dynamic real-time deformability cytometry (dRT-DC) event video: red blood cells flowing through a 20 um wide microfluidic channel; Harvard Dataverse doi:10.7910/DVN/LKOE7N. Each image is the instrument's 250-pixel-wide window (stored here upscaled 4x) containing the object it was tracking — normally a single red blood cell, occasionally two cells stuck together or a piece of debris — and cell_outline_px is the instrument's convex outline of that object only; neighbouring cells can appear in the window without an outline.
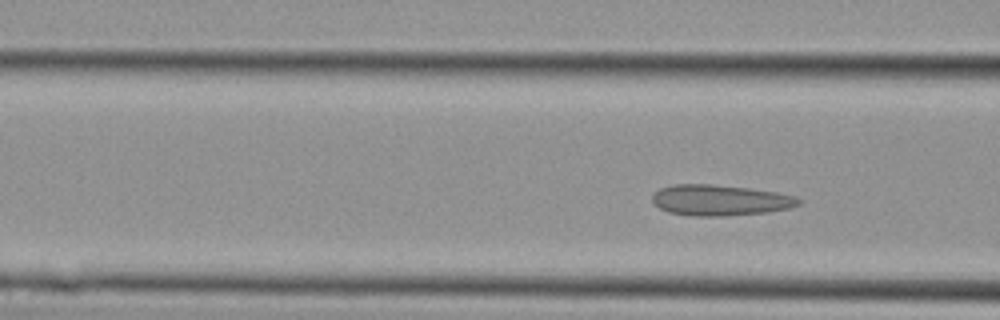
{"species": "Egyptian fruit bat (a non-hibernating species)", "species_latin": "Rousettus aegyptiacus", "temperature_condition": "cold", "stored_images_in_passage": 3, "segment_of_instrument_passage": [2, 2], "camera_frame_rate_fps": 3000, "um_per_image_px": 0.085, "animal": {"sex": "female"}, "frame": {"image": 1, "passage_image": 3, "time_ms": 0.667, "image_size_px": [1000, 320], "cell_outline_px": [[800, 204], [788, 208], [768, 212], [724, 216], [692, 216], [668, 212], [652, 204], [652, 196], [660, 188], [672, 184], [712, 184], [748, 188], [776, 192], [792, 196], [800, 200]], "centroid_in_image_um": [61.14, 17.02], "position_along_channel_um": 105.5, "area_um2": 26.24}}